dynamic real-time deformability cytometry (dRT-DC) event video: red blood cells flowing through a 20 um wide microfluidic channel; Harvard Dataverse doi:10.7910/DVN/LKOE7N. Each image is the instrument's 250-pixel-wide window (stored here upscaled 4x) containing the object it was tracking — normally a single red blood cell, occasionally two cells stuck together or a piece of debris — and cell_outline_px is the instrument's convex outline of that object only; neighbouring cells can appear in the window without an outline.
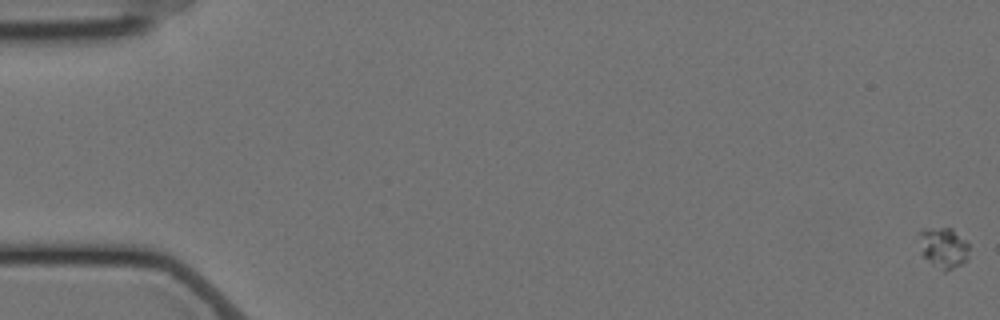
{"species": "Egyptian fruit bat (a non-hibernating species)", "species_latin": "Rousettus aegyptiacus", "temperature_condition": "cold", "stored_images_in_passage": 58, "camera_frame_rate_fps": 3000, "um_per_image_px": 0.085, "animal": {"sex": "female"}, "frame": {"image": 1, "passage_image": 1, "time_ms": 0.0, "image_size_px": [1000, 320], "cell_outline_px": [[968, 260], [944, 272], [932, 264], [924, 256], [920, 232], [920, 228], [952, 228], [968, 244]], "centroid_in_image_um": [80.23, 21.05], "position_along_channel_um": 4.8, "area_um2": 11.44}}
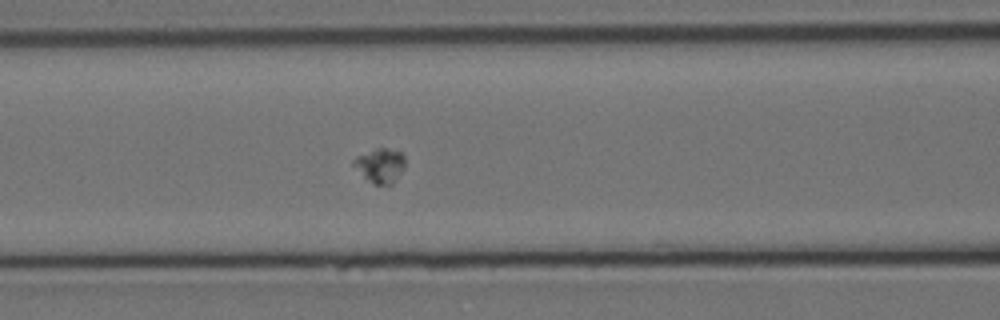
{"frame": {"image": 2, "passage_image": 26, "time_ms": 8.333, "image_size_px": [1000, 320], "cell_outline_px": [[404, 168], [392, 184], [372, 184], [352, 164], [352, 160], [356, 156], [376, 148], [384, 148], [400, 152], [404, 156]], "centroid_in_image_um": [32.3, 14.06], "position_along_channel_um": 134.3, "area_um2": 10.12}}
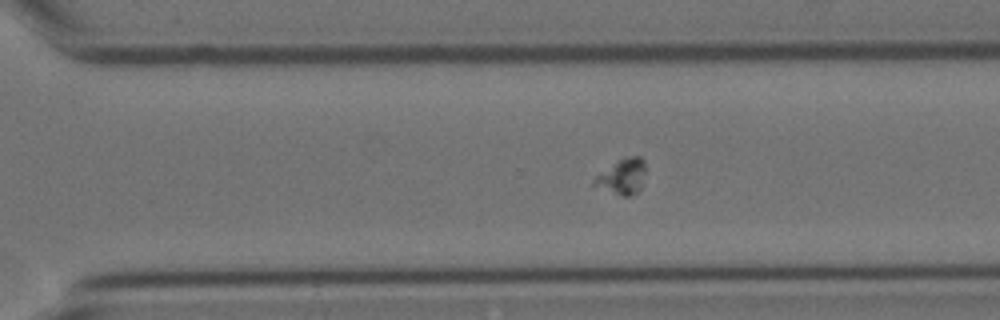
{"frame": {"image": 3, "passage_image": 42, "time_ms": 13.667, "image_size_px": [1000, 320], "cell_outline_px": [[644, 172], [640, 188], [636, 192], [628, 196], [624, 196], [592, 188], [592, 180], [600, 172], [620, 160], [628, 156], [640, 156], [644, 160]], "centroid_in_image_um": [52.82, 15.03], "position_along_channel_um": 317.8, "area_um2": 10.58}}